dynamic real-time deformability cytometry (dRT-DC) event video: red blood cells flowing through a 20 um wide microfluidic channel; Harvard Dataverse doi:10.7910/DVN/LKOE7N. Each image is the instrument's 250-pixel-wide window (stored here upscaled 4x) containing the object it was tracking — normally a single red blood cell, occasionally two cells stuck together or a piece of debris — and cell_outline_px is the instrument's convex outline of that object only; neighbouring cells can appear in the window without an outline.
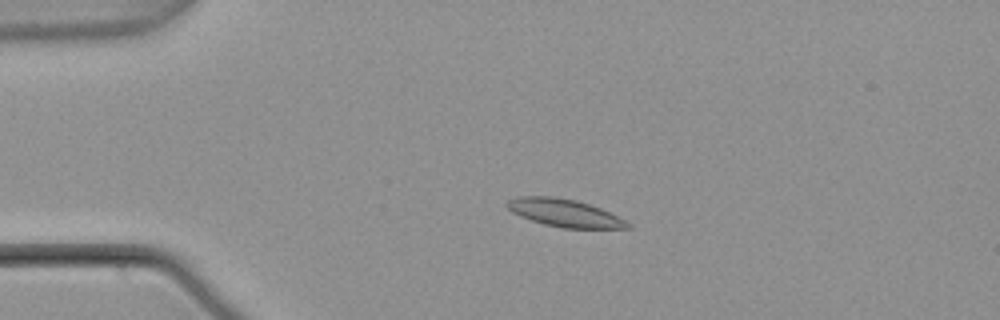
{"species": "common noctule bat (a hibernating species)", "species_latin": "Nyctalus noctula", "temperature_condition": "warm", "stored_images_in_passage": 5, "camera_frame_rate_fps": 3000, "um_per_image_px": 0.085, "animal": {"sex": "male", "body_mass_g": 21.5, "forearm_length_mm": 52.0}, "frame": {"image": 1, "passage_image": 4, "time_ms": 1.0, "image_size_px": [1000, 320], "cell_outline_px": [[632, 228], [564, 228], [544, 224], [520, 216], [512, 212], [504, 204], [508, 200], [516, 196], [552, 196], [576, 200], [600, 208], [632, 224]], "centroid_in_image_um": [47.95, 18.09], "position_along_channel_um": 37.1, "area_um2": 19.31}}